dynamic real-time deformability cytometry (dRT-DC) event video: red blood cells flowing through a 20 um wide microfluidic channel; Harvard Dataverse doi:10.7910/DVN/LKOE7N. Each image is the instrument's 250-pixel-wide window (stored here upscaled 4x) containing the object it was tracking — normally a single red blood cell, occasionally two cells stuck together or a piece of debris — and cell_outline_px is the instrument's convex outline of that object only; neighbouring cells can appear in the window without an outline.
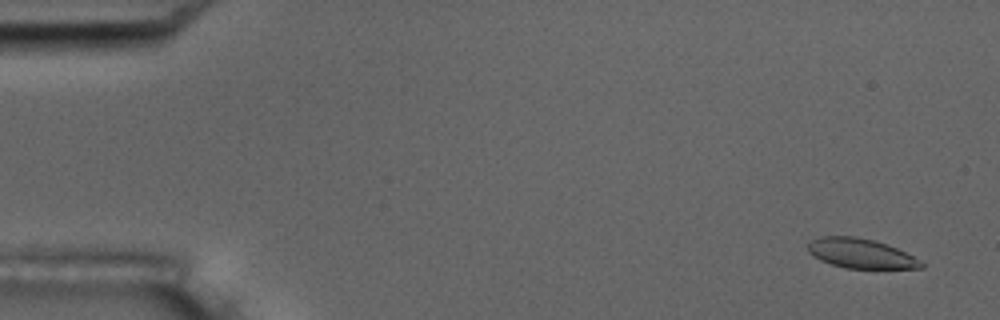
{"species": "common noctule bat (a hibernating species)", "species_latin": "Nyctalus noctula", "temperature_condition": "room temperature", "stored_images_in_passage": 5, "camera_frame_rate_fps": 3000, "um_per_image_px": 0.085, "animal": {"sex": "male", "body_mass_g": 17.5, "forearm_length_mm": 52.3}, "frame": {"image": 1, "passage_image": 1, "time_ms": 0.0, "image_size_px": [1000, 320], "cell_outline_px": [[924, 268], [844, 268], [820, 260], [812, 256], [808, 252], [808, 244], [812, 240], [820, 236], [856, 236], [888, 244], [920, 260], [924, 264]], "centroid_in_image_um": [73.13, 21.54], "position_along_channel_um": 11.9, "area_um2": 19.48}}
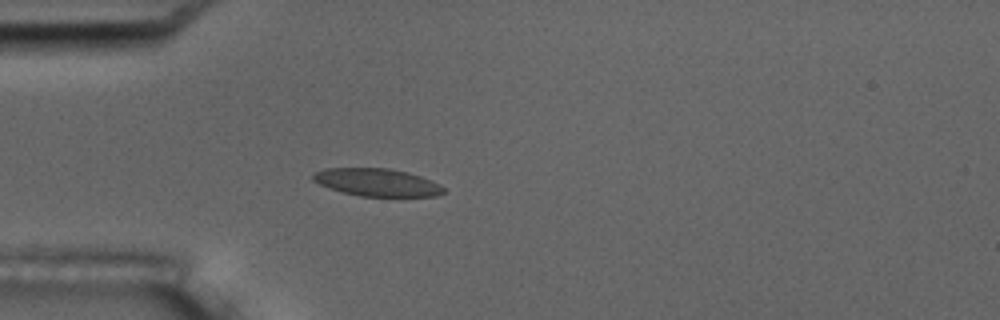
{"frame": {"image": 2, "passage_image": 5, "time_ms": 4.333, "image_size_px": [1000, 320], "cell_outline_px": [[444, 192], [436, 196], [360, 196], [328, 188], [312, 180], [312, 176], [316, 172], [324, 168], [388, 168], [408, 172], [420, 176], [440, 184], [444, 188]], "centroid_in_image_um": [32.04, 15.49], "position_along_channel_um": 53.0, "area_um2": 20.92}}